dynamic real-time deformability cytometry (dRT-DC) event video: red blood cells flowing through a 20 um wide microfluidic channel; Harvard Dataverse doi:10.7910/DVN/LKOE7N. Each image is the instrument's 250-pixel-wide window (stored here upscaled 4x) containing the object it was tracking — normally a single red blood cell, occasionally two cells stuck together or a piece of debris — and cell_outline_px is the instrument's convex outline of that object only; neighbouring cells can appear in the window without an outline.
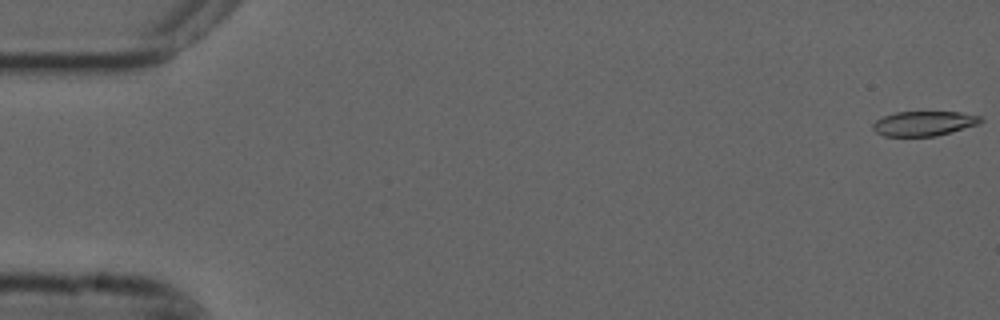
{"species": "common noctule bat (a hibernating species)", "species_latin": "Nyctalus noctula", "temperature_condition": "cold", "stored_images_in_passage": 55, "camera_frame_rate_fps": 3000, "um_per_image_px": 0.085, "animal": {"sex": "male", "forearm_length_mm": 52.5}, "frame": {"image": 1, "passage_image": 1, "time_ms": 0.0, "image_size_px": [1000, 320], "cell_outline_px": [[984, 120], [980, 124], [936, 136], [884, 136], [876, 132], [872, 128], [872, 124], [876, 120], [884, 116], [896, 112], [960, 112], [980, 116]], "centroid_in_image_um": [78.55, 10.49], "position_along_channel_um": 6.5, "area_um2": 15.55}}
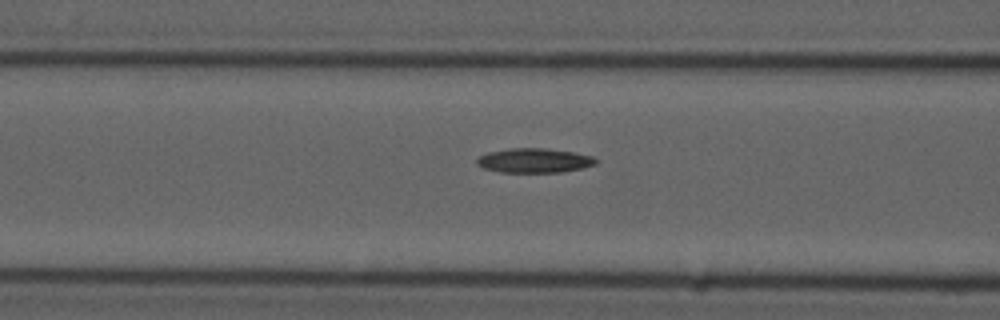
{"frame": {"image": 2, "passage_image": 22, "time_ms": 7.0, "image_size_px": [1000, 320], "cell_outline_px": [[600, 160], [596, 164], [584, 168], [560, 172], [500, 172], [484, 168], [476, 164], [476, 160], [480, 156], [488, 152], [512, 148], [544, 148], [572, 152], [592, 156]], "centroid_in_image_um": [45.44, 13.64], "position_along_channel_um": 121.2, "area_um2": 16.94}}
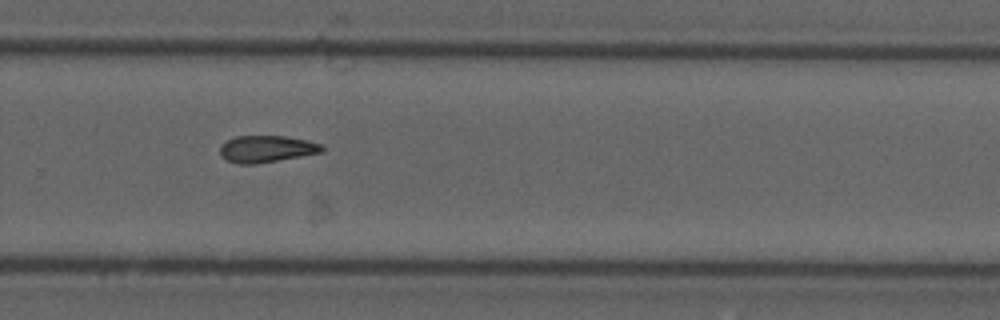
{"frame": {"image": 3, "passage_image": 37, "time_ms": 12.0, "image_size_px": [1000, 320], "cell_outline_px": [[324, 152], [256, 164], [240, 164], [228, 160], [220, 156], [220, 144], [236, 136], [284, 136], [304, 140], [320, 144], [324, 148]], "centroid_in_image_um": [22.63, 12.66], "position_along_channel_um": 307.2, "area_um2": 15.84}}